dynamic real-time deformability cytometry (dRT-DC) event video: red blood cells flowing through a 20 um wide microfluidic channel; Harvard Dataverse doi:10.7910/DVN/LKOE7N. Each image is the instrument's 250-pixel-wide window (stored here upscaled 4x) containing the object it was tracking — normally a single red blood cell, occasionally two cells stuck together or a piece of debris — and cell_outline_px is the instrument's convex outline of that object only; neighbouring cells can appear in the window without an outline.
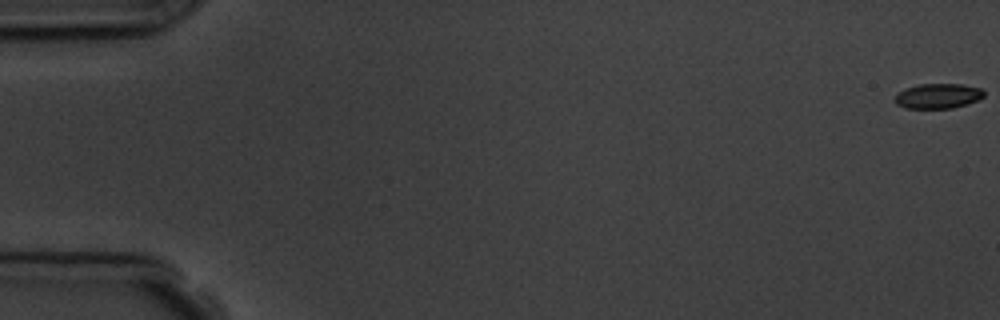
{"species": "common noctule bat (a hibernating species)", "species_latin": "Nyctalus noctula", "temperature_condition": "room temperature", "stored_images_in_passage": 6, "camera_frame_rate_fps": 3000, "um_per_image_px": 0.085, "animal": {"sex": "male", "body_mass_g": 19.5, "forearm_length_mm": 54.6}, "frame": {"image": 1, "passage_image": 1, "time_ms": 0.0, "image_size_px": [1000, 320], "cell_outline_px": [[984, 96], [980, 100], [952, 108], [904, 108], [896, 104], [896, 96], [904, 88], [920, 84], [964, 84], [984, 88]], "centroid_in_image_um": [79.79, 8.15], "position_along_channel_um": 5.2, "area_um2": 13.06}}
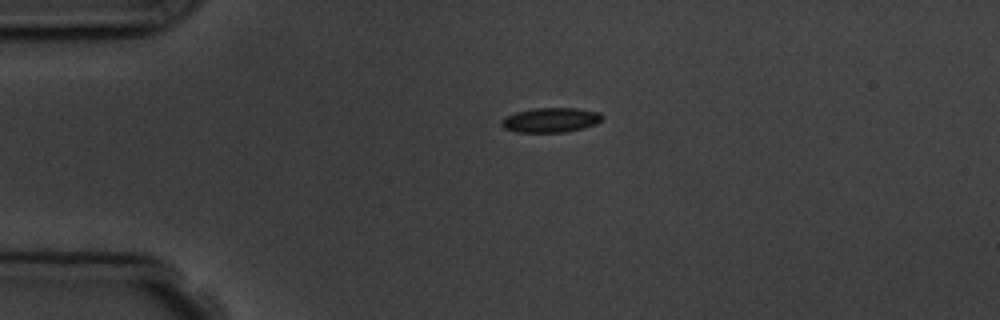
{"frame": {"image": 2, "passage_image": 5, "time_ms": 4.333, "image_size_px": [1000, 320], "cell_outline_px": [[604, 116], [596, 124], [584, 128], [564, 132], [516, 132], [504, 128], [500, 124], [500, 120], [516, 112], [532, 108], [576, 108], [600, 112]], "centroid_in_image_um": [46.81, 10.2], "position_along_channel_um": 38.2, "area_um2": 14.51}}